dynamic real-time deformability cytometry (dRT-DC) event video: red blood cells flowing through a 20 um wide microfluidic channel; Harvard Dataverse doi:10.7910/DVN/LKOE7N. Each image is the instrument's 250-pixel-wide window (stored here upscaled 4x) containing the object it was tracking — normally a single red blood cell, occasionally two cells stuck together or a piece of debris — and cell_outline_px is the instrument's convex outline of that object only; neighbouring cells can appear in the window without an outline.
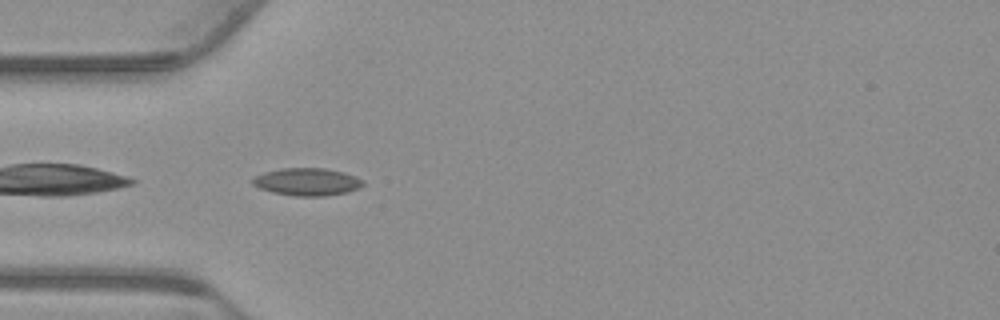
{"species": "common noctule bat (a hibernating species)", "species_latin": "Nyctalus noctula", "temperature_condition": "warm", "stored_images_in_passage": 39, "camera_frame_rate_fps": 3000, "um_per_image_px": 0.085, "animal": {"sex": "male", "body_mass_g": 23.1, "forearm_length_mm": 52.7}, "frame": {"image": 1, "passage_image": 1, "time_ms": 0.0, "image_size_px": [1000, 320], "cell_outline_px": [[364, 184], [360, 188], [348, 192], [324, 196], [296, 196], [272, 192], [260, 188], [252, 184], [252, 176], [264, 172], [280, 168], [324, 168], [344, 172], [356, 176], [364, 180]], "centroid_in_image_um": [26.11, 15.45], "position_along_channel_um": 58.9, "area_um2": 17.92}}
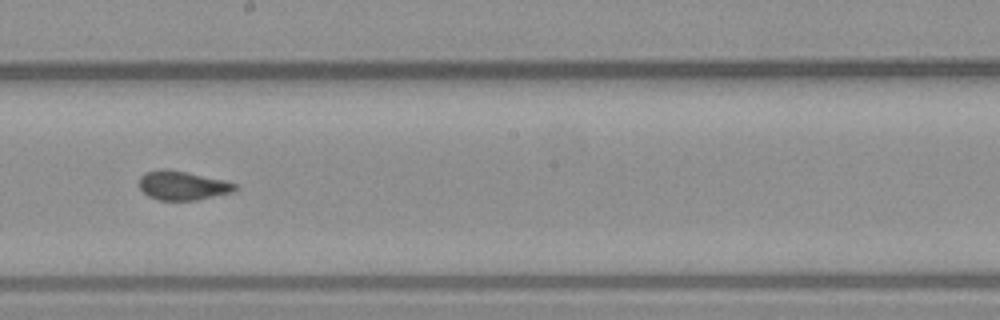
{"frame": {"image": 2, "passage_image": 15, "time_ms": 4.667, "image_size_px": [1000, 320], "cell_outline_px": [[240, 188], [232, 192], [196, 200], [160, 200], [148, 196], [136, 184], [140, 176], [144, 172], [164, 168], [168, 168], [224, 180], [236, 184]], "centroid_in_image_um": [15.48, 15.75], "position_along_channel_um": 232.7, "area_um2": 16.42}}
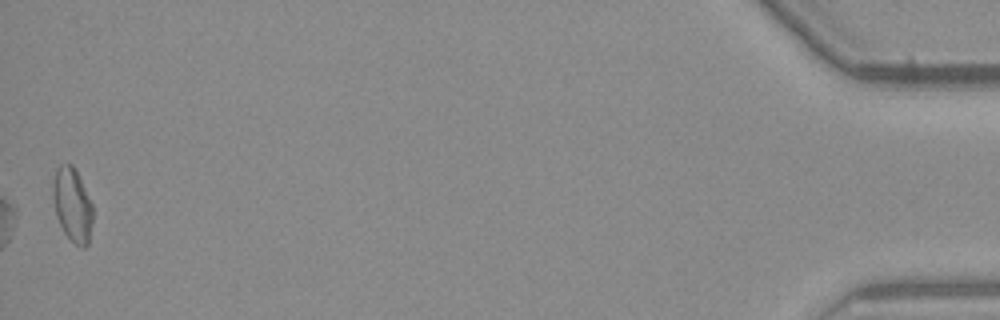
{"frame": {"image": 3, "passage_image": 39, "time_ms": 12.667, "image_size_px": [1000, 320], "cell_outline_px": [[92, 224], [88, 244], [84, 248], [80, 248], [64, 232], [56, 216], [52, 200], [52, 184], [56, 168], [60, 164], [72, 164], [92, 204]], "centroid_in_image_um": [6.13, 17.42], "position_along_channel_um": 429.1, "area_um2": 17.05}, "authors_computed_cell_mechanics": {"area_um2": 16.4152, "velocity_mm_per_s": 3.7571, "shape_relaxation_time_tau1_ms": 11.0655, "shape_relaxation_time_tau2_ms": 0.7354, "deformation_change_tau1": 0.1641, "deformation_change_tau2": 0.0531}}